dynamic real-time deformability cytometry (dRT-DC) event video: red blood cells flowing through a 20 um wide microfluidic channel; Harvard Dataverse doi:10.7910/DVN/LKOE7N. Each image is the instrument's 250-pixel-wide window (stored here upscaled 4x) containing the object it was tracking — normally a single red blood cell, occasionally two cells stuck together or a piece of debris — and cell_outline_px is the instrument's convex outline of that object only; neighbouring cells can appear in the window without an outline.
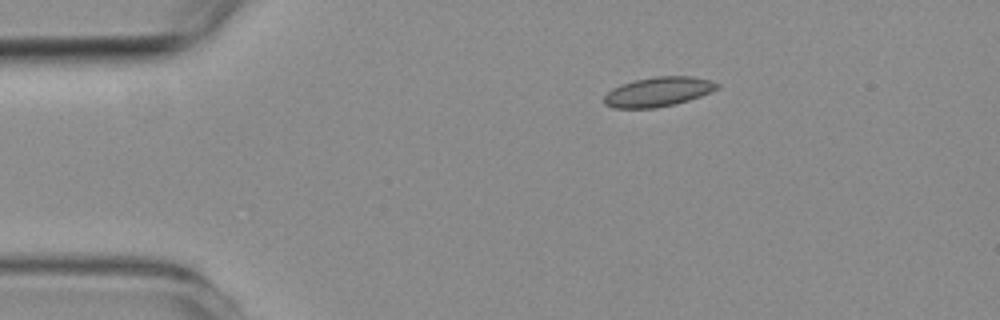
{"species": "common noctule bat (a hibernating species)", "species_latin": "Nyctalus noctula", "temperature_condition": "room temperature", "stored_images_in_passage": 5, "camera_frame_rate_fps": 3000, "um_per_image_px": 0.085, "animal": {"sex": "female", "body_mass_g": 19.3, "forearm_length_mm": 54.1}, "frame": {"image": 1, "passage_image": 5, "time_ms": 4.667, "image_size_px": [1000, 320], "cell_outline_px": [[720, 88], [700, 96], [676, 104], [656, 108], [612, 108], [604, 104], [604, 96], [612, 88], [620, 84], [636, 80], [656, 76], [692, 76], [708, 80], [720, 84]], "centroid_in_image_um": [55.93, 7.81], "position_along_channel_um": 29.1, "area_um2": 19.48}}